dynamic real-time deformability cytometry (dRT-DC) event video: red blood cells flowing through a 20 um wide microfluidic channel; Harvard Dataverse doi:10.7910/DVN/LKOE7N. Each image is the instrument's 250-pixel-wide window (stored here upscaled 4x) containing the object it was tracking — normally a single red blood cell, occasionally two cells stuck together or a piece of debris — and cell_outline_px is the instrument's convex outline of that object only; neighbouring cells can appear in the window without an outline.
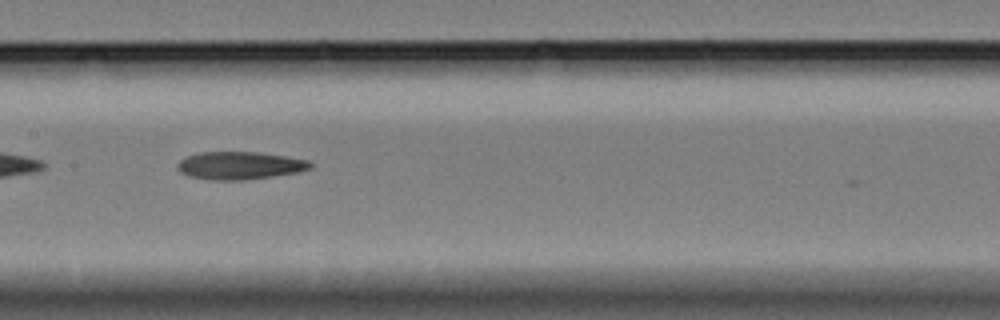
{"species": "Egyptian fruit bat (a non-hibernating species)", "species_latin": "Rousettus aegyptiacus", "temperature_condition": "cold", "stored_images_in_passage": 26, "camera_frame_rate_fps": 3000, "um_per_image_px": 0.085, "animal": {"sex": "female"}, "frame": {"image": 1, "passage_image": 12, "time_ms": 3.667, "image_size_px": [1000, 320], "cell_outline_px": [[316, 164], [312, 168], [296, 172], [272, 176], [244, 180], [212, 180], [188, 176], [180, 172], [176, 168], [176, 164], [180, 160], [188, 156], [200, 152], [260, 152], [308, 160]], "centroid_in_image_um": [20.38, 14.07], "position_along_channel_um": 187.0, "area_um2": 21.56}}